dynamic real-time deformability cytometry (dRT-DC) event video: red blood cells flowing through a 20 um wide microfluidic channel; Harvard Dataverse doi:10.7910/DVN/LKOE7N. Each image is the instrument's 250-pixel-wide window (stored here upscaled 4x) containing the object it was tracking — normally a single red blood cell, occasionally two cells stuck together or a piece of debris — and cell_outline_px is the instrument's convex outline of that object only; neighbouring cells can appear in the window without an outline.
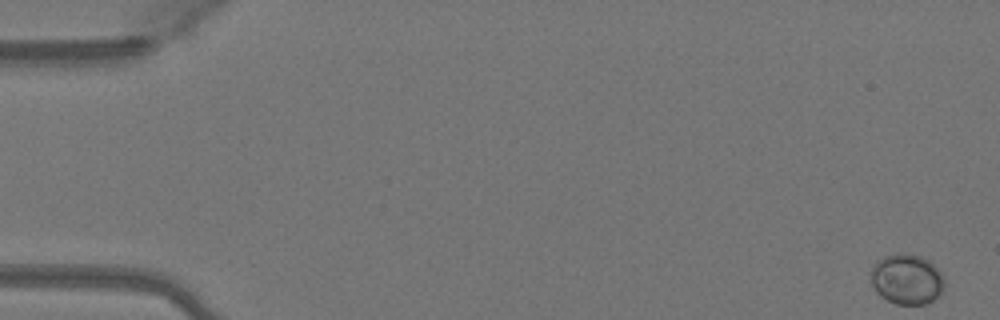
{"species": "Egyptian fruit bat (a non-hibernating species)", "species_latin": "Rousettus aegyptiacus", "temperature_condition": "warm", "stored_images_in_passage": 8, "camera_frame_rate_fps": 3000, "um_per_image_px": 0.085, "animal": {"sex": "female"}, "frame": {"image": 1, "passage_image": 1, "time_ms": 0.0, "image_size_px": [1000, 320], "cell_outline_px": [[944, 292], [932, 300], [924, 304], [896, 304], [880, 296], [876, 292], [872, 284], [872, 268], [884, 256], [900, 252], [920, 256], [928, 260], [940, 272], [944, 280]], "centroid_in_image_um": [77.1, 23.74], "position_along_channel_um": 7.9, "area_um2": 21.39}}